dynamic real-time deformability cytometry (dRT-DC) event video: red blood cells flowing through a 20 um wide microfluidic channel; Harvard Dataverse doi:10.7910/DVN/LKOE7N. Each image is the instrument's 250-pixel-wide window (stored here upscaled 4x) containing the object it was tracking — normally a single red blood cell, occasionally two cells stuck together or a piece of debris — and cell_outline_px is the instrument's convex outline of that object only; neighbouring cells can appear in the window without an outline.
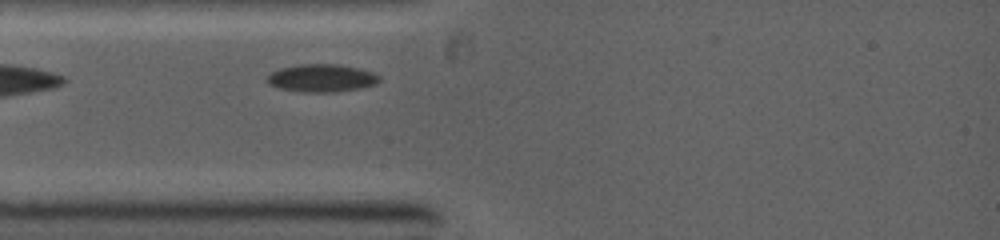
{"species": "common noctule bat (a hibernating species)", "species_latin": "Nyctalus noctula", "temperature_condition": "warm", "stored_images_in_passage": 9, "camera_frame_rate_fps": 5000, "um_per_image_px": 0.085, "animal": {"sex": "female", "body_mass_g": 19.0, "forearm_length_mm": 53.3}, "frame": {"image": 1, "passage_image": 2, "time_ms": 0.6, "image_size_px": [1000, 240], "cell_outline_px": [[380, 80], [376, 84], [360, 88], [336, 92], [300, 92], [280, 88], [268, 84], [264, 80], [264, 76], [280, 68], [300, 64], [340, 64], [372, 72], [380, 76]], "centroid_in_image_um": [27.29, 6.64], "position_along_channel_um": 57.7, "area_um2": 18.32}}
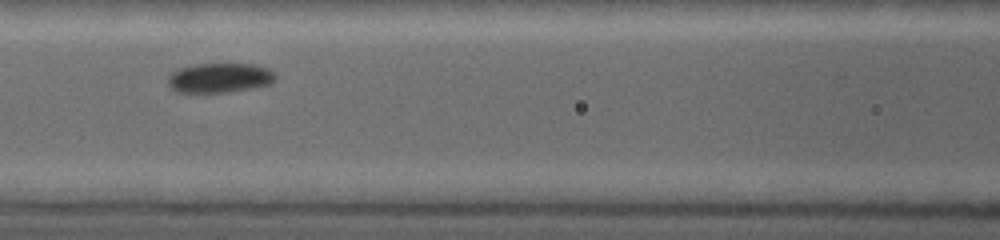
{"frame": {"image": 2, "passage_image": 6, "time_ms": 2.6, "image_size_px": [1000, 240], "cell_outline_px": [[276, 80], [272, 84], [228, 92], [176, 92], [168, 84], [168, 76], [172, 72], [180, 68], [196, 64], [252, 64], [268, 68], [276, 76]], "centroid_in_image_um": [18.68, 6.62], "position_along_channel_um": 147.9, "area_um2": 18.5}}
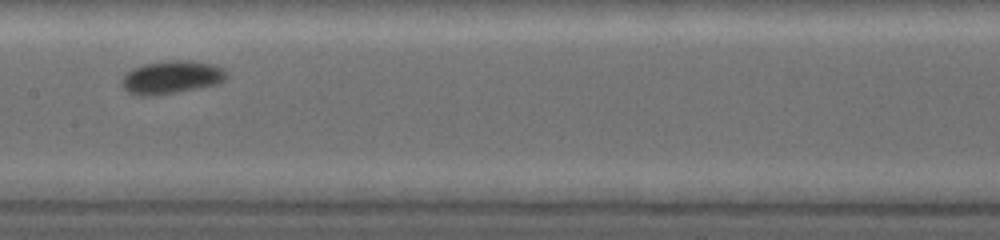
{"frame": {"image": 3, "passage_image": 8, "time_ms": 3.6, "image_size_px": [1000, 240], "cell_outline_px": [[228, 76], [220, 84], [176, 92], [152, 96], [140, 96], [128, 92], [120, 84], [120, 80], [124, 72], [132, 68], [144, 64], [168, 60], [192, 60], [212, 64], [228, 72]], "centroid_in_image_um": [14.54, 6.56], "position_along_channel_um": 192.9, "area_um2": 20.52}}